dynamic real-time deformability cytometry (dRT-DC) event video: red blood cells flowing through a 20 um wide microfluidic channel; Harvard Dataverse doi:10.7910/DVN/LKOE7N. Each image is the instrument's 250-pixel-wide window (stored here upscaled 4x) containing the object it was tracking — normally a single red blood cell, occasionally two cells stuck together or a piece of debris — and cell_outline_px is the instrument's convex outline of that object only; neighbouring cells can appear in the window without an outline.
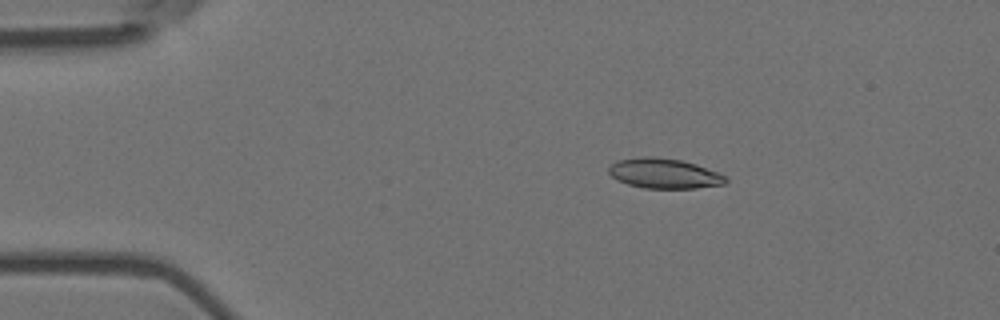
{"species": "Egyptian fruit bat (a non-hibernating species)", "species_latin": "Rousettus aegyptiacus", "temperature_condition": "room temperature", "stored_images_in_passage": 4, "camera_frame_rate_fps": 3000, "um_per_image_px": 0.085, "animal": {"sex": "female"}, "frame": {"image": 1, "passage_image": 2, "time_ms": 0.333, "image_size_px": [1000, 320], "cell_outline_px": [[728, 180], [724, 184], [696, 188], [644, 188], [628, 184], [612, 176], [608, 172], [608, 168], [616, 160], [644, 156], [656, 156], [680, 160], [696, 164], [716, 172], [724, 176]], "centroid_in_image_um": [56.43, 14.73], "position_along_channel_um": 28.6, "area_um2": 20.29}}
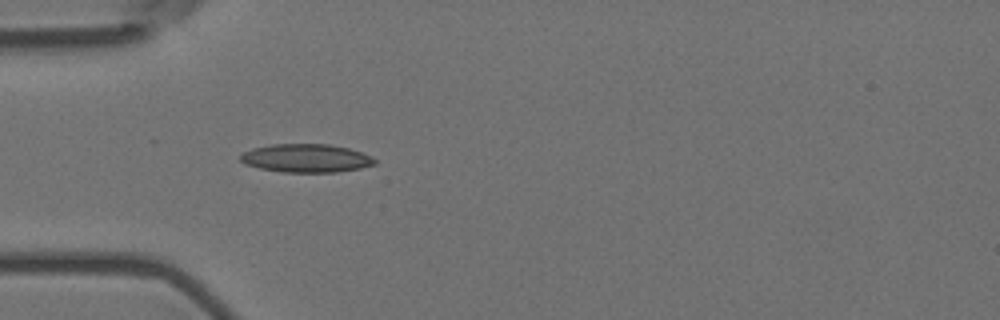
{"frame": {"image": 2, "passage_image": 4, "time_ms": 1.0, "image_size_px": [1000, 320], "cell_outline_px": [[376, 164], [360, 168], [336, 172], [280, 172], [260, 168], [244, 164], [240, 160], [240, 156], [244, 152], [252, 148], [272, 144], [328, 144], [348, 148], [372, 156], [376, 160]], "centroid_in_image_um": [26.01, 13.45], "position_along_channel_um": 59.0, "area_um2": 22.2}}